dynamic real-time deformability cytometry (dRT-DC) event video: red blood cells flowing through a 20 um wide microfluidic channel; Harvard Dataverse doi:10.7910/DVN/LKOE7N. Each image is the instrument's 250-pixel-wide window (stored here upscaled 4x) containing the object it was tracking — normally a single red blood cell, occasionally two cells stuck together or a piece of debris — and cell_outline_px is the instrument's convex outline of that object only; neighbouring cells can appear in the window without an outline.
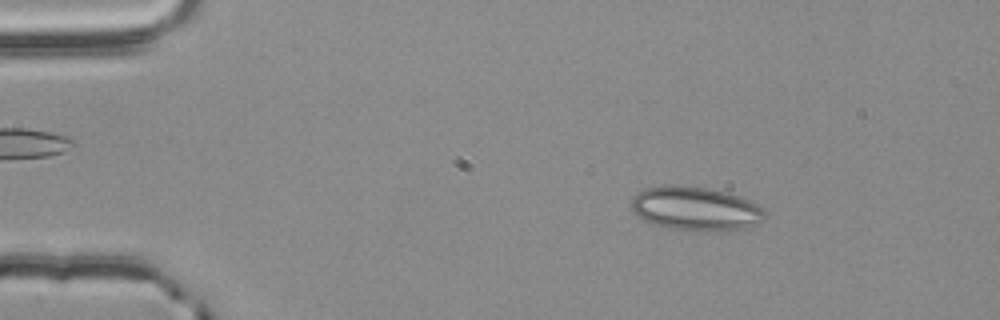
{"species": "common noctule bat (a hibernating species)", "species_latin": "Nyctalus noctula", "temperature_condition": "room temperature", "stored_images_in_passage": 54, "camera_frame_rate_fps": 3000, "um_per_image_px": 0.085, "animal": {"sex": "male", "body_mass_g": 20.4}, "frame": {"image": 1, "passage_image": 8, "time_ms": 2.333, "image_size_px": [1000, 320], "cell_outline_px": [[768, 216], [764, 220], [744, 228], [712, 232], [668, 228], [644, 220], [632, 212], [632, 196], [644, 188], [712, 188], [740, 196], [756, 204], [768, 212]], "centroid_in_image_um": [59.19, 17.78], "position_along_channel_um": 25.8, "area_um2": 33.52}}
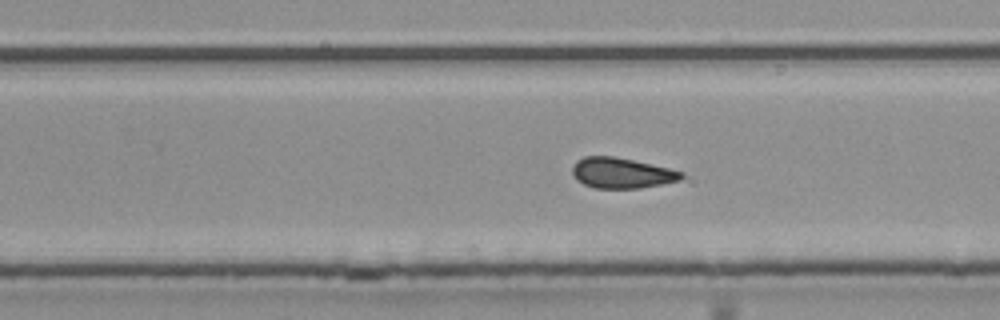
{"frame": {"image": 2, "passage_image": 34, "time_ms": 11.0, "image_size_px": [1000, 320], "cell_outline_px": [[684, 176], [680, 180], [640, 188], [596, 188], [584, 184], [572, 172], [572, 168], [576, 160], [584, 156], [612, 156], [632, 160], [668, 168], [684, 172]], "centroid_in_image_um": [52.84, 14.7], "position_along_channel_um": 277.0, "area_um2": 19.07}}
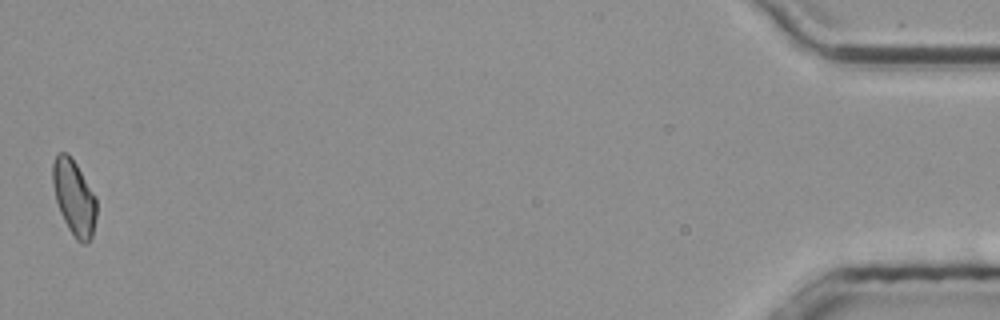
{"frame": {"image": 3, "passage_image": 54, "time_ms": 17.667, "image_size_px": [1000, 320], "cell_outline_px": [[96, 216], [92, 236], [88, 244], [80, 244], [76, 240], [68, 228], [60, 212], [56, 200], [52, 184], [52, 164], [56, 152], [64, 152], [76, 164], [96, 196]], "centroid_in_image_um": [6.29, 16.82], "position_along_channel_um": 428.9, "area_um2": 19.25}, "authors_computed_cell_mechanics": {"area_um2": 19.7676, "velocity_mm_per_s": 3.7778, "shape_relaxation_time_tau1_ms": 8.5894, "shape_relaxation_time_tau2_ms": 1.7207, "deformation_change_tau1": 0.1291, "deformation_change_tau2": 0.0961}}